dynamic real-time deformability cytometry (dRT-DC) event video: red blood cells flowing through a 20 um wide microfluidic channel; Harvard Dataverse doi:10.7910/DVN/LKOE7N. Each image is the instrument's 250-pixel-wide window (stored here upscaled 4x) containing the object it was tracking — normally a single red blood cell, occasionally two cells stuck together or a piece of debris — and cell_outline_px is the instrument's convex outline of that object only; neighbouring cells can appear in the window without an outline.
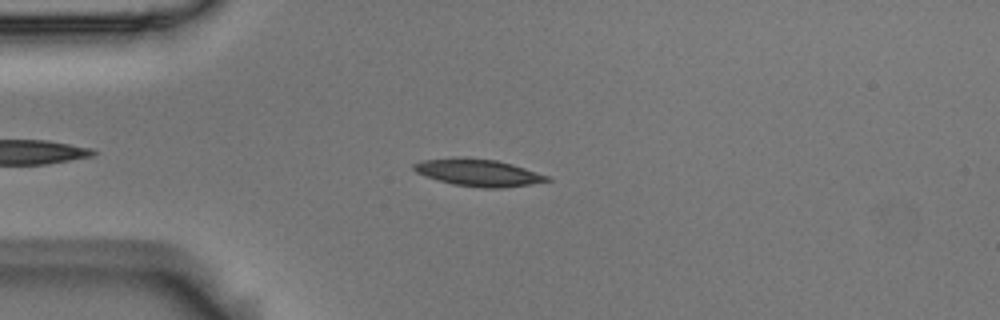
{"species": "Egyptian fruit bat (a non-hibernating species)", "species_latin": "Rousettus aegyptiacus", "temperature_condition": "room temperature", "stored_images_in_passage": 49, "camera_frame_rate_fps": 3000, "um_per_image_px": 0.085, "animal": {"sex": "male"}, "frame": {"image": 1, "passage_image": 8, "time_ms": 2.333, "image_size_px": [1000, 320], "cell_outline_px": [[552, 180], [532, 184], [504, 188], [480, 188], [452, 184], [436, 180], [416, 172], [412, 168], [412, 164], [424, 160], [452, 156], [464, 156], [496, 160], [512, 164], [552, 176]], "centroid_in_image_um": [40.66, 14.66], "position_along_channel_um": 44.3, "area_um2": 21.62}}
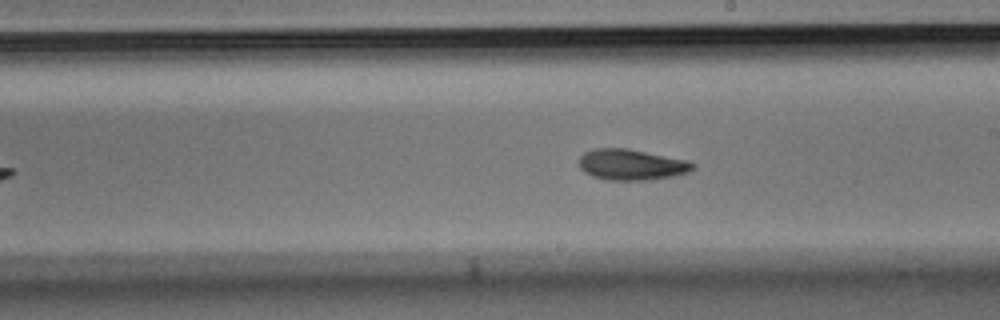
{"frame": {"image": 2, "passage_image": 25, "time_ms": 8.0, "image_size_px": [1000, 320], "cell_outline_px": [[696, 168], [688, 172], [672, 176], [652, 180], [608, 180], [592, 176], [584, 172], [580, 168], [580, 156], [584, 152], [592, 148], [628, 148], [688, 160], [696, 164]], "centroid_in_image_um": [53.69, 13.99], "position_along_channel_um": 235.3, "area_um2": 20.69}}
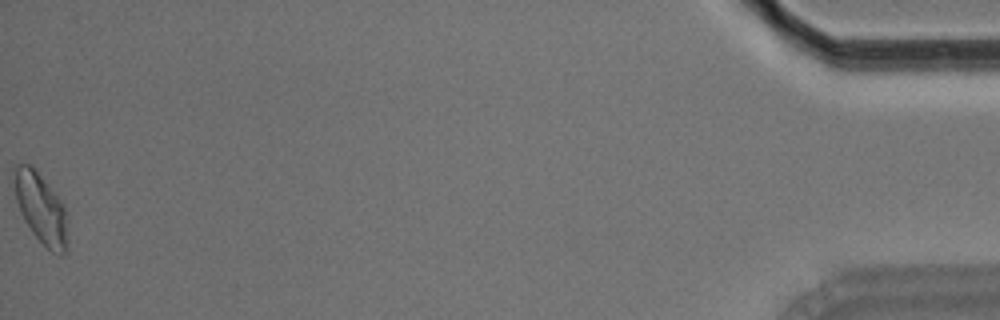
{"frame": {"image": 3, "passage_image": 49, "time_ms": 16.0, "image_size_px": [1000, 320], "cell_outline_px": [[68, 252], [64, 256], [60, 256], [52, 252], [32, 232], [24, 220], [20, 212], [16, 200], [12, 168], [16, 164], [32, 164], [36, 168], [64, 204], [68, 212]], "centroid_in_image_um": [3.52, 17.71], "position_along_channel_um": 431.7, "area_um2": 22.77}, "authors_computed_cell_mechanics": {"area_um2": 20.4034, "velocity_mm_per_s": 3.694, "shape_relaxation_time_tau1_ms": 3.1607, "shape_relaxation_time_tau2_ms": 4.7666, "deformation_change_tau1": 0.141, "deformation_change_tau2": 0.1109}}